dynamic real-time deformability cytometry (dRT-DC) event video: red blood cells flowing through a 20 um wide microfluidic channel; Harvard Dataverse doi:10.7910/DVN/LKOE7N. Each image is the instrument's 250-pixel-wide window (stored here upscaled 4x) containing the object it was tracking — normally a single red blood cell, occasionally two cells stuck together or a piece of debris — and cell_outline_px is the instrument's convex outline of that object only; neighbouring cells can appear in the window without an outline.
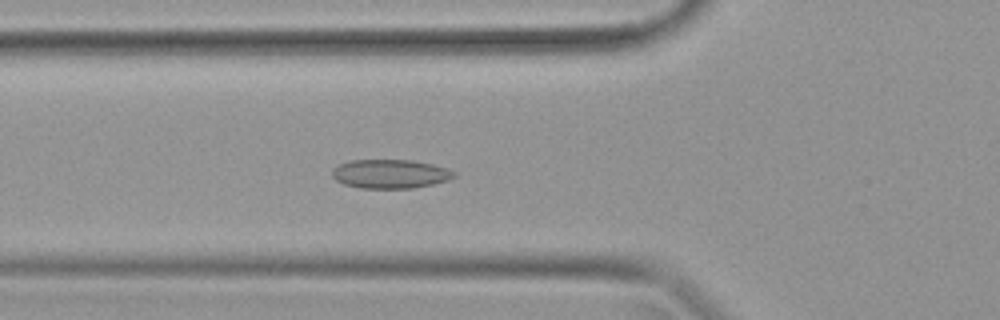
{"species": "common noctule bat (a hibernating species)", "species_latin": "Nyctalus noctula", "temperature_condition": "warm", "stored_images_in_passage": 39, "camera_frame_rate_fps": 3000, "um_per_image_px": 0.085, "animal": {"sex": "female", "body_mass_g": 19.9}, "frame": {"image": 1, "passage_image": 14, "time_ms": 4.333, "image_size_px": [1000, 320], "cell_outline_px": [[456, 176], [448, 180], [432, 184], [412, 188], [360, 188], [344, 184], [336, 180], [332, 176], [332, 168], [340, 164], [352, 160], [412, 160], [432, 164], [448, 168], [456, 172]], "centroid_in_image_um": [33.18, 14.78], "position_along_channel_um": 92.6, "area_um2": 20.58}}
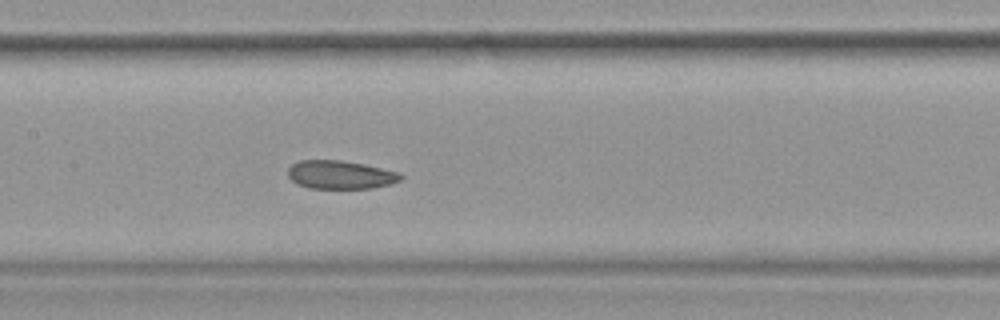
{"frame": {"image": 2, "passage_image": 19, "time_ms": 6.0, "image_size_px": [1000, 320], "cell_outline_px": [[404, 176], [400, 180], [388, 184], [372, 188], [308, 188], [296, 184], [288, 176], [288, 168], [292, 164], [300, 160], [340, 160], [364, 164], [400, 172]], "centroid_in_image_um": [28.92, 14.85], "position_along_channel_um": 178.5, "area_um2": 18.67}}
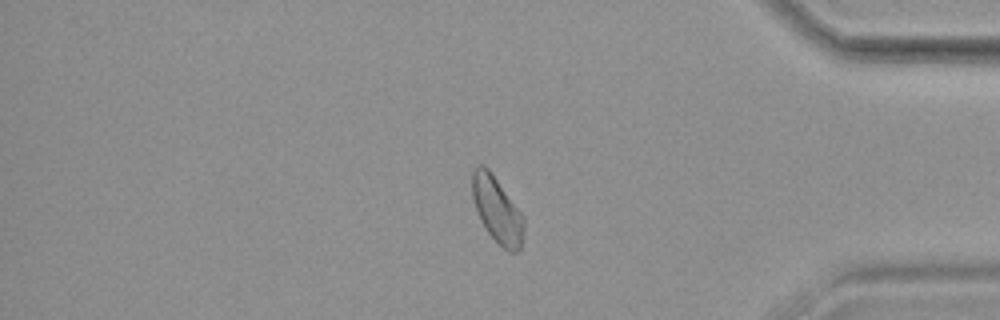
{"frame": {"image": 3, "passage_image": 33, "time_ms": 10.667, "image_size_px": [1000, 320], "cell_outline_px": [[524, 232], [520, 248], [516, 252], [508, 252], [488, 232], [480, 220], [472, 196], [472, 172], [476, 164], [484, 164], [488, 168], [524, 216]], "centroid_in_image_um": [42.25, 17.81], "position_along_channel_um": 393.0, "area_um2": 19.71}}